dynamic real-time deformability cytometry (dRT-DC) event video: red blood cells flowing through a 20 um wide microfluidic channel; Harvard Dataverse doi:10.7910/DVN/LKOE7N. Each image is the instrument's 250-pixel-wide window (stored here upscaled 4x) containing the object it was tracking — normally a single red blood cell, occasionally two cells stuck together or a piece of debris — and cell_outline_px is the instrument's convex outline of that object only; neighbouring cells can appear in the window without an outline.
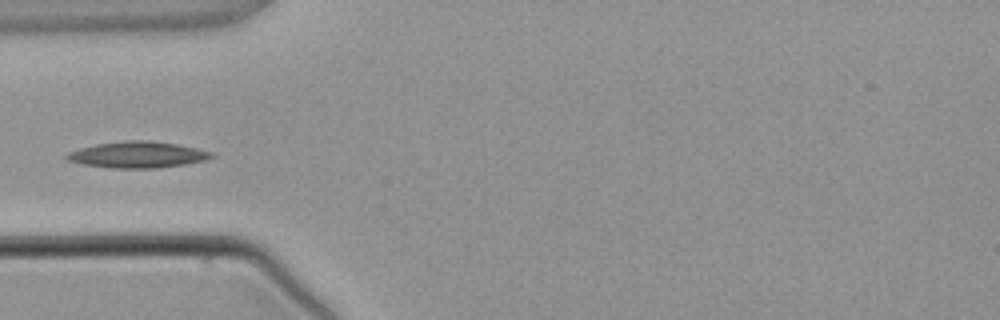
{"species": "common noctule bat (a hibernating species)", "species_latin": "Nyctalus noctula", "temperature_condition": "warm", "stored_images_in_passage": 2, "camera_frame_rate_fps": 3000, "um_per_image_px": 0.085, "animal": {"sex": "male", "body_mass_g": 21.5, "forearm_length_mm": 52.0}, "frame": {"image": 1, "passage_image": 1, "time_ms": 0.0, "image_size_px": [1000, 320], "cell_outline_px": [[216, 156], [208, 160], [184, 164], [156, 168], [112, 168], [84, 164], [68, 160], [64, 156], [68, 152], [80, 148], [96, 144], [128, 140], [148, 140], [176, 144], [196, 148], [212, 152]], "centroid_in_image_um": [11.72, 13.15], "position_along_channel_um": 73.3, "area_um2": 22.08}}